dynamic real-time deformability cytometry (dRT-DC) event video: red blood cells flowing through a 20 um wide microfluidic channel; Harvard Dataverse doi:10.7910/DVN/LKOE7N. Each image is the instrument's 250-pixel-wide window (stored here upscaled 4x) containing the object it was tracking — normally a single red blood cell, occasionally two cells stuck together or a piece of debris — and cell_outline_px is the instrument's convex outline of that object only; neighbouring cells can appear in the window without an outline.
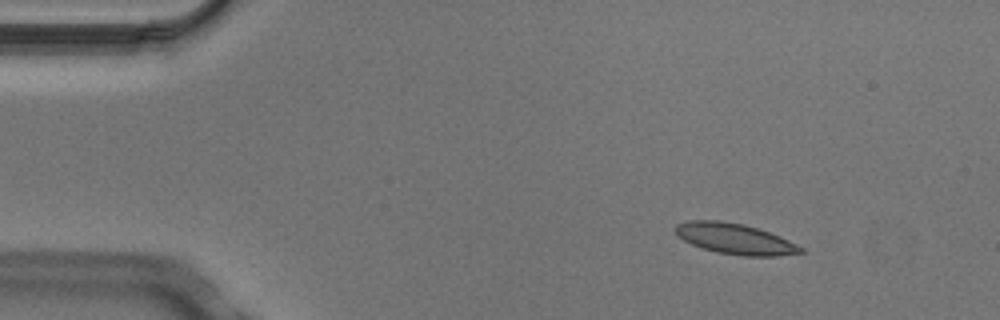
{"species": "Egyptian fruit bat (a non-hibernating species)", "species_latin": "Rousettus aegyptiacus", "temperature_condition": "cold", "stored_images_in_passage": 3, "camera_frame_rate_fps": 3000, "um_per_image_px": 0.085, "animal": {"sex": "male"}, "frame": {"image": 1, "passage_image": 1, "time_ms": 0.0, "image_size_px": [1000, 320], "cell_outline_px": [[804, 252], [776, 256], [744, 256], [716, 252], [692, 244], [676, 236], [672, 228], [676, 224], [688, 220], [720, 220], [744, 224], [780, 236], [804, 248]], "centroid_in_image_um": [62.42, 20.28], "position_along_channel_um": 22.6, "area_um2": 22.48}}